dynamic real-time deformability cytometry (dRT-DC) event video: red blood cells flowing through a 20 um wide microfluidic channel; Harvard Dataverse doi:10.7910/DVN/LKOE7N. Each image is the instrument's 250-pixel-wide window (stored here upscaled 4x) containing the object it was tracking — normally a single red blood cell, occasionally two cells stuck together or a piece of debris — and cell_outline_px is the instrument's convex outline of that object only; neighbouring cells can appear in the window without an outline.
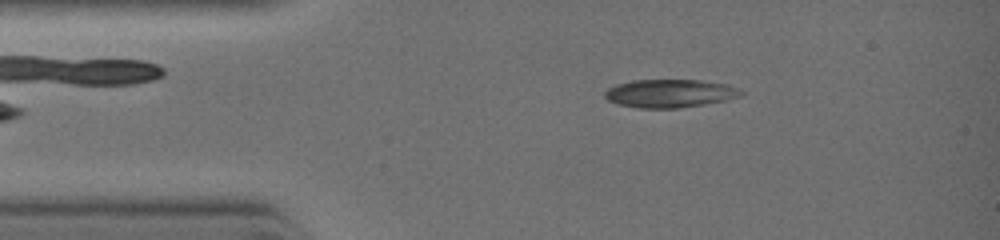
{"species": "common noctule bat (a hibernating species)", "species_latin": "Nyctalus noctula", "temperature_condition": "warm", "stored_images_in_passage": 7, "camera_frame_rate_fps": 3000, "um_per_image_px": 0.085, "animal": {"sex": "female", "body_mass_g": 19.0, "forearm_length_mm": 51.5}, "frame": {"image": 1, "passage_image": 2, "time_ms": 0.333, "image_size_px": [1000, 240], "cell_outline_px": [[744, 96], [728, 100], [680, 108], [636, 108], [616, 104], [608, 100], [604, 96], [604, 92], [608, 88], [616, 84], [632, 80], [700, 80], [728, 84], [744, 92]], "centroid_in_image_um": [56.95, 7.94], "position_along_channel_um": 28.1, "area_um2": 22.66}}
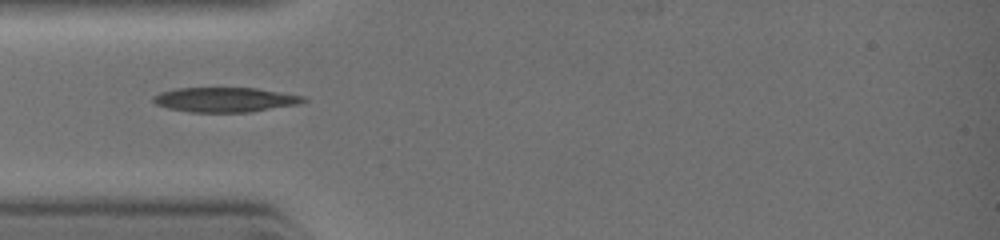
{"frame": {"image": 2, "passage_image": 5, "time_ms": 1.667, "image_size_px": [1000, 240], "cell_outline_px": [[308, 100], [296, 104], [248, 112], [188, 112], [168, 108], [156, 104], [152, 100], [152, 96], [160, 92], [176, 88], [256, 88], [304, 96]], "centroid_in_image_um": [19.07, 8.47], "position_along_channel_um": 65.9, "area_um2": 21.44}}